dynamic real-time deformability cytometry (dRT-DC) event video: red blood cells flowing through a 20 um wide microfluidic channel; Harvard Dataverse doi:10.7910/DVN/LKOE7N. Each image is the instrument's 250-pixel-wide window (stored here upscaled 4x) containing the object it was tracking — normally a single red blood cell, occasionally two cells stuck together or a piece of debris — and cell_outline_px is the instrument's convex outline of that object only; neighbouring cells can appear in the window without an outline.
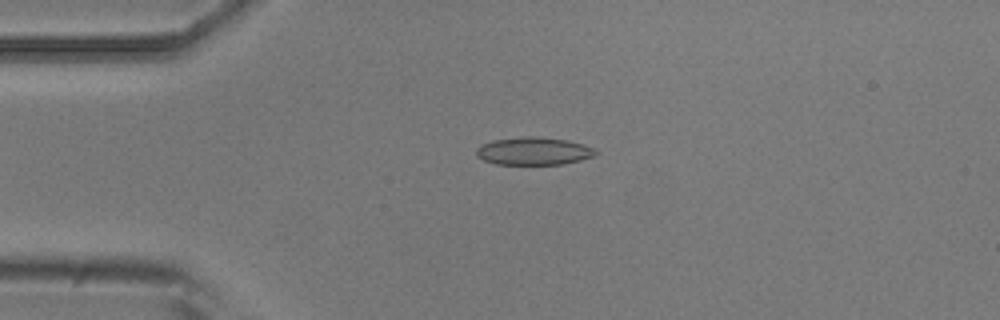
{"species": "common noctule bat (a hibernating species)", "species_latin": "Nyctalus noctula", "temperature_condition": "room temperature", "stored_images_in_passage": 54, "camera_frame_rate_fps": 3000, "um_per_image_px": 0.085, "animal": {"sex": "male", "body_mass_g": 20.5, "forearm_length_mm": 52.5}, "frame": {"image": 1, "passage_image": 13, "time_ms": 4.0, "image_size_px": [1000, 320], "cell_outline_px": [[600, 152], [592, 156], [580, 160], [560, 164], [496, 164], [484, 160], [476, 156], [476, 148], [492, 140], [524, 136], [532, 136], [568, 140], [584, 144], [596, 148]], "centroid_in_image_um": [45.38, 12.83], "position_along_channel_um": 39.6, "area_um2": 19.31}}
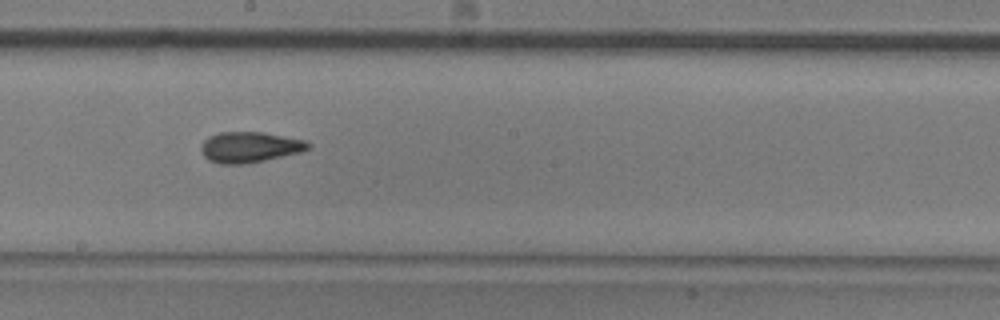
{"frame": {"image": 2, "passage_image": 30, "time_ms": 9.667, "image_size_px": [1000, 320], "cell_outline_px": [[312, 144], [308, 148], [300, 152], [248, 164], [220, 164], [208, 160], [204, 156], [200, 148], [204, 140], [208, 136], [220, 132], [264, 132], [304, 140]], "centroid_in_image_um": [21.2, 12.51], "position_along_channel_um": 227.0, "area_um2": 19.19}}
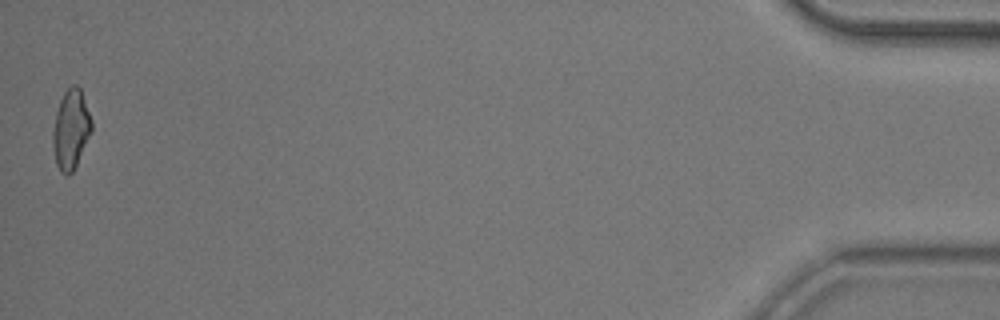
{"frame": {"image": 3, "passage_image": 54, "time_ms": 17.667, "image_size_px": [1000, 320], "cell_outline_px": [[92, 132], [72, 172], [68, 176], [64, 176], [60, 172], [56, 164], [52, 144], [52, 132], [56, 112], [60, 100], [64, 92], [72, 84], [76, 84], [80, 88], [92, 120]], "centroid_in_image_um": [6.01, 11.01], "position_along_channel_um": 429.2, "area_um2": 18.03}, "authors_computed_cell_mechanics": {"area_um2": 18.7272, "velocity_mm_per_s": 3.7303, "shape_relaxation_time_tau1_ms": null, "shape_relaxation_time_tau2_ms": 2.2745, "deformation_change_tau1": null, "deformation_change_tau2": 0.0818}}